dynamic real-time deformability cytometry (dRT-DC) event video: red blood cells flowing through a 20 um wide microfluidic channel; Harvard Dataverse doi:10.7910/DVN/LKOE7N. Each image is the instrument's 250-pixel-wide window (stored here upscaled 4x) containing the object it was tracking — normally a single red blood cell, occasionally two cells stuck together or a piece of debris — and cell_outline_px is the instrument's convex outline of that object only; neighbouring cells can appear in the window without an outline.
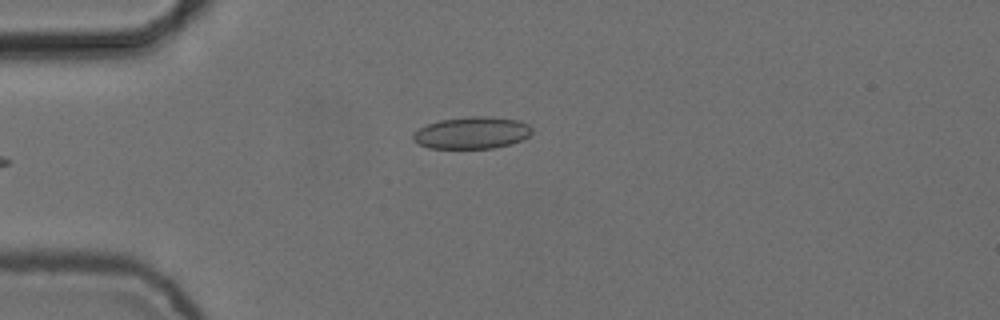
{"species": "common noctule bat (a hibernating species)", "species_latin": "Nyctalus noctula", "temperature_condition": "cold", "stored_images_in_passage": 5, "camera_frame_rate_fps": 3000, "um_per_image_px": 0.085, "animal": {"sex": "female", "body_mass_g": 24.6, "forearm_length_mm": 56.2}, "frame": {"image": 1, "passage_image": 5, "time_ms": 1.333, "image_size_px": [1000, 320], "cell_outline_px": [[532, 132], [524, 140], [492, 148], [428, 148], [412, 140], [412, 136], [420, 128], [428, 124], [440, 120], [468, 116], [488, 116], [520, 120], [528, 124], [532, 128]], "centroid_in_image_um": [40.14, 11.28], "position_along_channel_um": 44.9, "area_um2": 22.14}}